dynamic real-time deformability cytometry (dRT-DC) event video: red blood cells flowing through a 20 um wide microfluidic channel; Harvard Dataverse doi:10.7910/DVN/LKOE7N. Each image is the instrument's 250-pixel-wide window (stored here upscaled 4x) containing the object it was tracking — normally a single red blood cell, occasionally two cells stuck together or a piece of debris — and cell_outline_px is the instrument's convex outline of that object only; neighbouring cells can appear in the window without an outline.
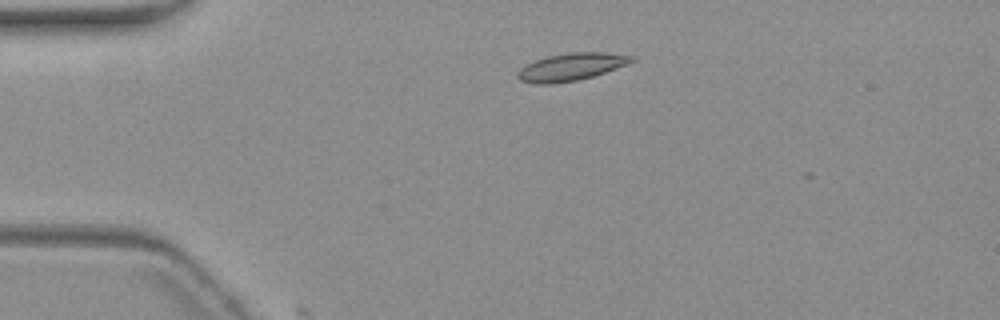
{"species": "common noctule bat (a hibernating species)", "species_latin": "Nyctalus noctula", "temperature_condition": "warm", "stored_images_in_passage": 4, "camera_frame_rate_fps": 3000, "um_per_image_px": 0.085, "animal": {"sex": "female", "body_mass_g": 19.3, "forearm_length_mm": 54.1}, "frame": {"image": 1, "passage_image": 2, "time_ms": 1.333, "image_size_px": [1000, 320], "cell_outline_px": [[636, 60], [628, 64], [580, 80], [552, 84], [536, 84], [520, 80], [516, 76], [516, 72], [524, 64], [548, 56], [572, 52], [604, 52], [632, 56]], "centroid_in_image_um": [48.5, 5.69], "position_along_channel_um": 36.5, "area_um2": 18.26}}